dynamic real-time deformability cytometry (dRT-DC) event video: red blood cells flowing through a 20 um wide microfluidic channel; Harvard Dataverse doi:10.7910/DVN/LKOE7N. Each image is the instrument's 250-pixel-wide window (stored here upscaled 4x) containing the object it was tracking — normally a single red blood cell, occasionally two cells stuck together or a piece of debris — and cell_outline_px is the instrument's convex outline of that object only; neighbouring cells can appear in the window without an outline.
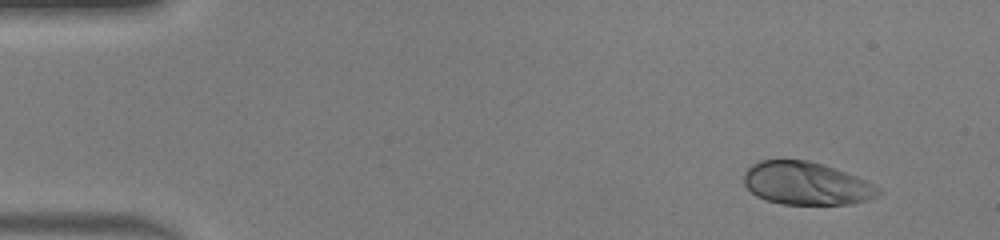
{"species": "human", "species_latin": "Homo sapiens", "temperature_condition": "warm", "stored_images_in_passage": 46, "camera_frame_rate_fps": 3000, "um_per_image_px": 0.085, "donor": {"sex": "male"}, "frame": {"image": 1, "passage_image": 1, "time_ms": 0.0, "image_size_px": [1000, 240], "cell_outline_px": [[884, 192], [868, 200], [852, 204], [780, 204], [756, 196], [744, 184], [744, 172], [752, 164], [760, 160], [808, 160], [856, 176], [880, 188]], "centroid_in_image_um": [68.53, 15.6], "position_along_channel_um": 16.5, "area_um2": 33.41}}
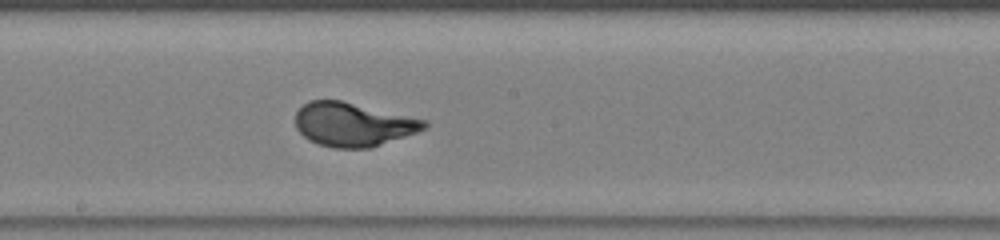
{"frame": {"image": 2, "passage_image": 24, "time_ms": 7.667, "image_size_px": [1000, 240], "cell_outline_px": [[428, 124], [424, 128], [416, 132], [368, 148], [332, 148], [308, 140], [296, 128], [296, 112], [308, 100], [340, 100], [428, 120]], "centroid_in_image_um": [29.98, 10.57], "position_along_channel_um": 218.2, "area_um2": 32.54}}
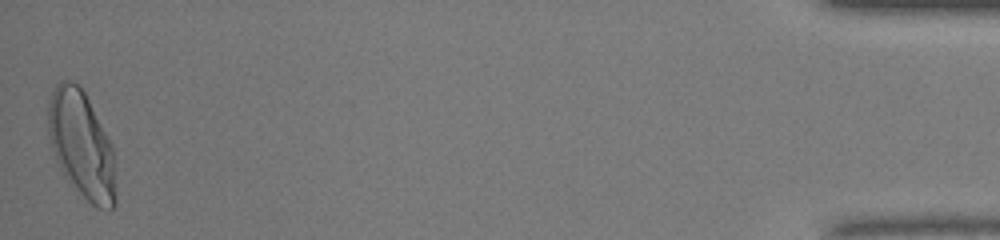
{"frame": {"image": 3, "passage_image": 46, "time_ms": 15.0, "image_size_px": [1000, 240], "cell_outline_px": [[116, 204], [112, 208], [96, 208], [64, 176], [56, 160], [48, 136], [48, 100], [56, 84], [60, 80], [72, 80], [80, 84], [108, 136], [112, 144], [116, 200]], "centroid_in_image_um": [6.92, 12.26], "position_along_channel_um": 428.3, "area_um2": 42.02}, "authors_computed_cell_mechanics": {"area_um2": 33.0616, "velocity_mm_per_s": 4.136, "shape_relaxation_time_tau1_ms": 3.0056, "shape_relaxation_time_tau2_ms": null, "deformation_change_tau1": 0.2311, "deformation_change_tau2": null}}